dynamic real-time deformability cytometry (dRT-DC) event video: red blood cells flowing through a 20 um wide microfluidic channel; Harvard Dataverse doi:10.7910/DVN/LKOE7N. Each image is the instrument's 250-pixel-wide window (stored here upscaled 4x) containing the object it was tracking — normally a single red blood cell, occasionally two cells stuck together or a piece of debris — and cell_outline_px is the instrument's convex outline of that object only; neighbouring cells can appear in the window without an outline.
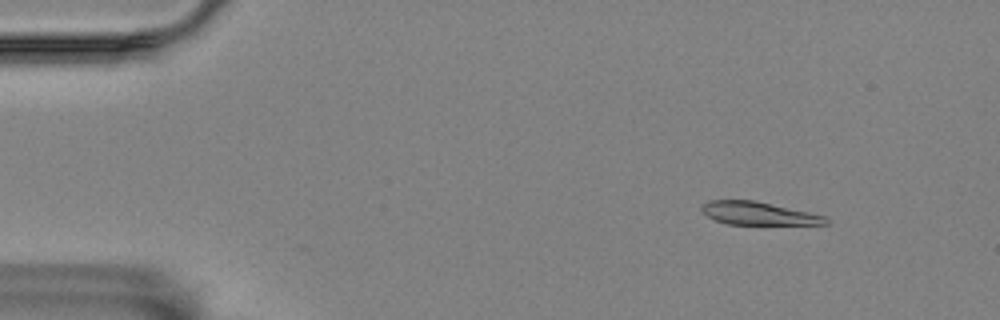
{"species": "Egyptian fruit bat (a non-hibernating species)", "species_latin": "Rousettus aegyptiacus", "temperature_condition": "room temperature", "stored_images_in_passage": 5, "camera_frame_rate_fps": 3000, "um_per_image_px": 0.085, "animal": {"sex": "female"}, "frame": {"image": 1, "passage_image": 2, "time_ms": 1.0, "image_size_px": [1000, 320], "cell_outline_px": [[828, 224], [728, 224], [716, 220], [708, 216], [700, 208], [708, 200], [756, 200], [808, 212], [824, 216], [828, 220]], "centroid_in_image_um": [64.45, 18.13], "position_along_channel_um": 20.6, "area_um2": 16.36}}